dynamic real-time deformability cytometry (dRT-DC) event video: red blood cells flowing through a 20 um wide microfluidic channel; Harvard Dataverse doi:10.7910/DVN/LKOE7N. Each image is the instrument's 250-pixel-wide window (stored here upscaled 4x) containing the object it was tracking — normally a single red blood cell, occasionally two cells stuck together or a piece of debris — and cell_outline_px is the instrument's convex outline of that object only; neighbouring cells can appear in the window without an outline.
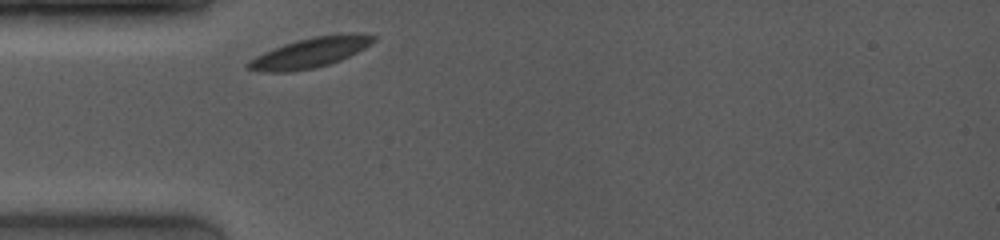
{"species": "common noctule bat (a hibernating species)", "species_latin": "Nyctalus noctula", "temperature_condition": "room temperature", "stored_images_in_passage": 23, "camera_frame_rate_fps": 4000, "um_per_image_px": 0.085, "animal": {"sex": "female", "body_mass_g": 19.0, "forearm_length_mm": 53.3}, "frame": {"image": 1, "passage_image": 1, "time_ms": 0.0, "image_size_px": [1000, 240], "cell_outline_px": [[376, 40], [372, 44], [340, 60], [328, 64], [312, 68], [288, 72], [264, 72], [244, 68], [244, 64], [248, 60], [264, 52], [284, 44], [312, 36], [348, 32], [356, 32], [376, 36]], "centroid_in_image_um": [26.36, 4.46], "position_along_channel_um": 58.6, "area_um2": 22.08}}
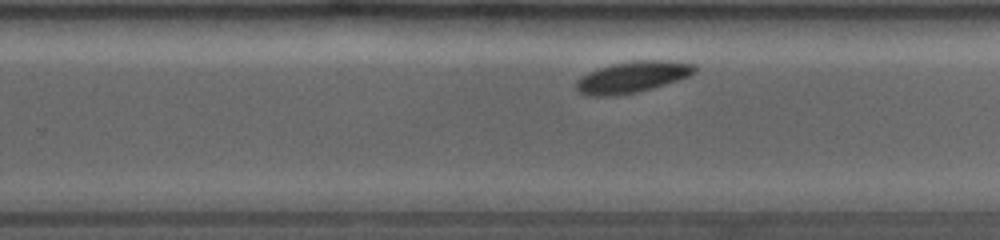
{"frame": {"image": 2, "passage_image": 15, "time_ms": 5.75, "image_size_px": [1000, 240], "cell_outline_px": [[696, 72], [688, 76], [652, 88], [636, 92], [616, 96], [584, 96], [576, 92], [576, 80], [588, 72], [596, 68], [612, 64], [636, 60], [672, 60], [696, 64]], "centroid_in_image_um": [53.71, 6.55], "position_along_channel_um": 276.1, "area_um2": 21.85}}
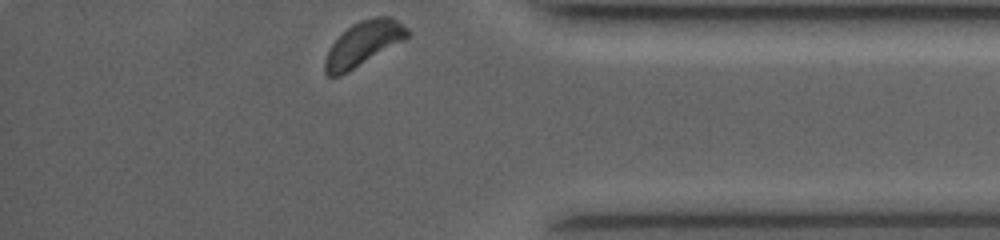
{"frame": {"image": 3, "passage_image": 23, "time_ms": 9.25, "image_size_px": [1000, 240], "cell_outline_px": [[408, 36], [404, 40], [348, 72], [340, 76], [328, 76], [324, 72], [324, 60], [332, 44], [352, 24], [360, 20], [376, 16], [392, 16], [404, 24], [408, 28]], "centroid_in_image_um": [30.9, 3.7], "position_along_channel_um": 404.3, "area_um2": 21.15}, "authors_computed_cell_mechanics": {"area_um2": 21.5594, "velocity_mm_per_s": 3.8434, "shape_relaxation_time_tau1_ms": 0.668, "shape_relaxation_time_tau2_ms": null, "deformation_change_tau1": 0.0385, "deformation_change_tau2": null}}